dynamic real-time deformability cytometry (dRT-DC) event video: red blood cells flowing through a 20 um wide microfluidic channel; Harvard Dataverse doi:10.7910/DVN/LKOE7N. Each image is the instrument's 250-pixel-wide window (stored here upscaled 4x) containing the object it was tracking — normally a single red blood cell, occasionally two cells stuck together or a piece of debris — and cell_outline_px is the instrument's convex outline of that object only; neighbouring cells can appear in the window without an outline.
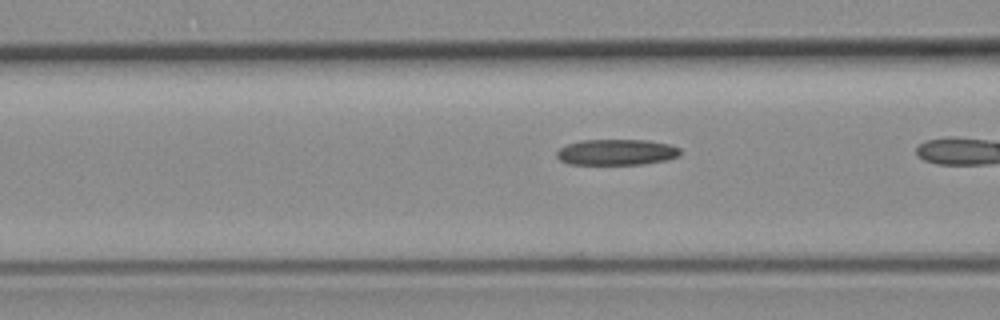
{"species": "common noctule bat (a hibernating species)", "species_latin": "Nyctalus noctula", "temperature_condition": "room temperature", "stored_images_in_passage": 37, "camera_frame_rate_fps": 3000, "um_per_image_px": 0.085, "animal": {"sex": "female", "body_mass_g": 19.3, "forearm_length_mm": 54.1}, "frame": {"image": 1, "passage_image": 16, "time_ms": 5.0, "image_size_px": [1000, 320], "cell_outline_px": [[680, 156], [664, 160], [644, 164], [568, 164], [560, 160], [556, 156], [556, 152], [560, 148], [568, 144], [580, 140], [648, 140], [668, 144], [680, 148]], "centroid_in_image_um": [52.39, 12.93], "position_along_channel_um": 114.2, "area_um2": 18.61}}